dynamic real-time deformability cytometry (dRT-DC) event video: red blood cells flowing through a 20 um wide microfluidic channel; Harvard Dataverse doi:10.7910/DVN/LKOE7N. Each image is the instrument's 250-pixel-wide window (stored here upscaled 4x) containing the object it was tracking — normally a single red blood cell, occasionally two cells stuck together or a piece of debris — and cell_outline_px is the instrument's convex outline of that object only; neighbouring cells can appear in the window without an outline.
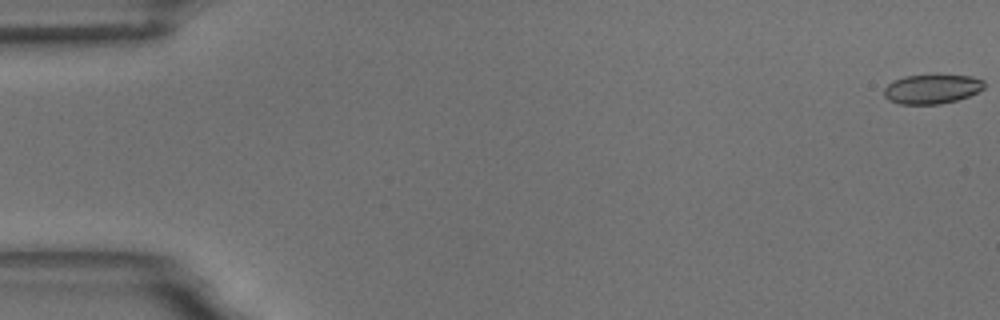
{"species": "common noctule bat (a hibernating species)", "species_latin": "Nyctalus noctula", "temperature_condition": "room temperature", "stored_images_in_passage": 5, "camera_frame_rate_fps": 3000, "um_per_image_px": 0.085, "animal": {"sex": "male", "body_mass_g": 18.8}, "frame": {"image": 1, "passage_image": 1, "time_ms": 0.0, "image_size_px": [1000, 320], "cell_outline_px": [[984, 88], [968, 96], [956, 100], [940, 104], [900, 104], [888, 100], [884, 96], [884, 88], [888, 84], [904, 76], [936, 72], [972, 76], [984, 80]], "centroid_in_image_um": [79.22, 7.51], "position_along_channel_um": 5.8, "area_um2": 17.8}}